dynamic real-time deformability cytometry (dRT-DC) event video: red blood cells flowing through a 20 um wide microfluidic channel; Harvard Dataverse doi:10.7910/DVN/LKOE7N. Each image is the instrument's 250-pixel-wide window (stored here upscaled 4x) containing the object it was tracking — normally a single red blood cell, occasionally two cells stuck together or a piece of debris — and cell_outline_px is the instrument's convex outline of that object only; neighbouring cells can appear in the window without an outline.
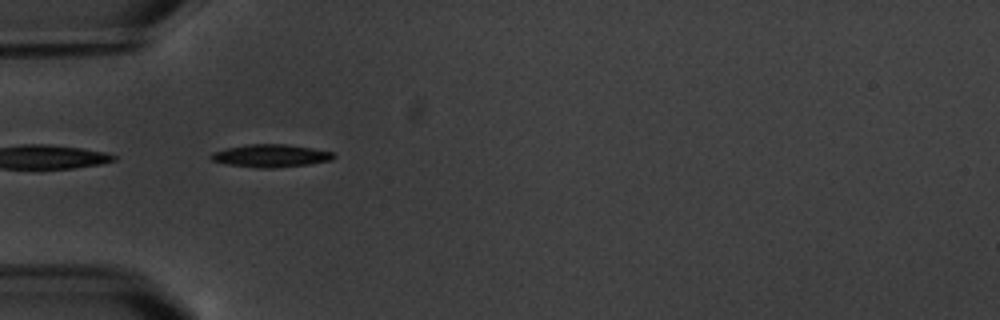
{"species": "common noctule bat (a hibernating species)", "species_latin": "Nyctalus noctula", "temperature_condition": "warm", "stored_images_in_passage": 8, "camera_frame_rate_fps": 3000, "um_per_image_px": 0.085, "animal": {"sex": "male", "body_mass_g": 20.1, "forearm_length_mm": 53.5}, "frame": {"image": 1, "passage_image": 6, "time_ms": 5.667, "image_size_px": [1000, 320], "cell_outline_px": [[336, 156], [332, 160], [308, 164], [276, 168], [260, 168], [228, 164], [212, 160], [208, 156], [212, 152], [224, 148], [248, 144], [284, 144], [312, 148], [332, 152]], "centroid_in_image_um": [22.99, 13.23], "position_along_channel_um": 62.0, "area_um2": 16.24}}
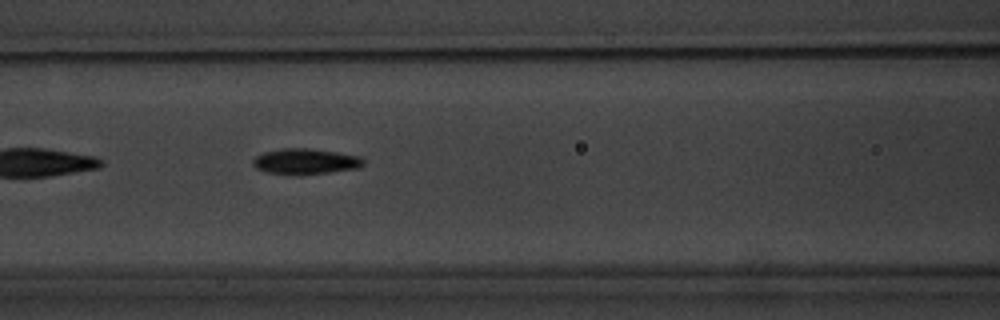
{"frame": {"image": 2, "passage_image": 8, "time_ms": 8.0, "image_size_px": [1000, 320], "cell_outline_px": [[364, 164], [360, 168], [300, 176], [296, 176], [268, 172], [256, 168], [252, 164], [252, 160], [256, 156], [264, 152], [280, 148], [308, 148], [336, 152], [360, 156], [364, 160]], "centroid_in_image_um": [25.96, 13.73], "position_along_channel_um": 140.6, "area_um2": 16.82}}